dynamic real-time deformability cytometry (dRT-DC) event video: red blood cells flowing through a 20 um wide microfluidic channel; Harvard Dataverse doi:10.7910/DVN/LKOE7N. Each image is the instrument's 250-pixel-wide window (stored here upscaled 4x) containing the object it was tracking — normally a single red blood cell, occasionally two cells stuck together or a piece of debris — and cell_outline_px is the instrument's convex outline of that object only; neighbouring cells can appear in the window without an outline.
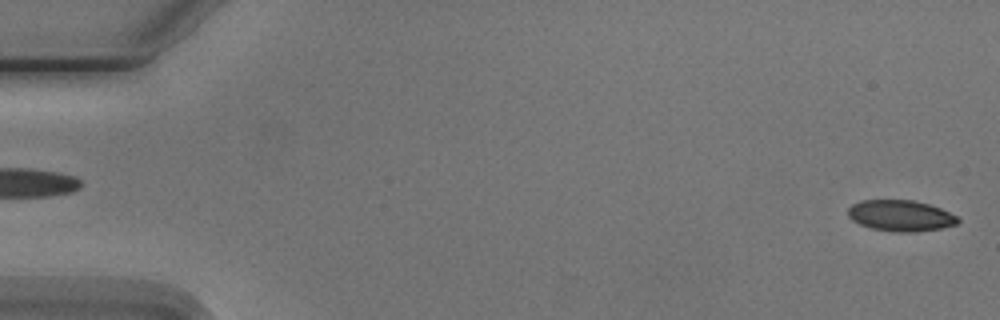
{"species": "Egyptian fruit bat (a non-hibernating species)", "species_latin": "Rousettus aegyptiacus", "temperature_condition": "cold", "stored_images_in_passage": 5, "camera_frame_rate_fps": 3000, "um_per_image_px": 0.085, "animal": {"sex": "male"}, "frame": {"image": 1, "passage_image": 5, "time_ms": 4.667, "image_size_px": [1000, 320], "cell_outline_px": [[960, 220], [956, 224], [940, 228], [916, 232], [896, 232], [872, 228], [860, 224], [852, 220], [848, 216], [848, 208], [852, 204], [860, 200], [912, 200], [928, 204], [940, 208], [956, 216]], "centroid_in_image_um": [76.52, 18.33], "position_along_channel_um": 8.5, "area_um2": 19.77}}